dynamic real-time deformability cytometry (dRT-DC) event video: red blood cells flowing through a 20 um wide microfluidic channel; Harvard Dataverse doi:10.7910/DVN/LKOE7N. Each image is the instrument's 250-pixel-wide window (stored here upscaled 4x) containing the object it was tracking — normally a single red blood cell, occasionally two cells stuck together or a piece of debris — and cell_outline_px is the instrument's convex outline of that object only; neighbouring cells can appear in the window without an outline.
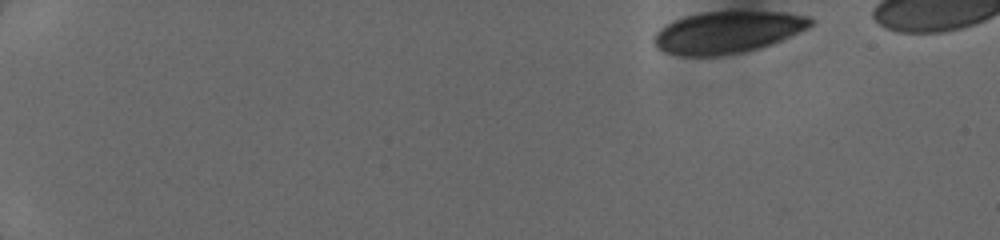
{"species": "human", "species_latin": "Homo sapiens", "temperature_condition": "cold", "stored_images_in_passage": 8, "camera_frame_rate_fps": 3000, "um_per_image_px": 0.085, "donor": {"sex": "female"}, "frame": {"image": 1, "passage_image": 1, "time_ms": 0.0, "image_size_px": [1000, 240], "cell_outline_px": [[816, 24], [808, 28], [772, 44], [760, 48], [740, 52], [716, 56], [680, 56], [664, 52], [656, 48], [652, 40], [656, 32], [664, 24], [684, 16], [700, 12], [784, 12], [812, 16], [816, 20]], "centroid_in_image_um": [61.84, 2.74], "position_along_channel_um": 23.2, "area_um2": 38.61}}
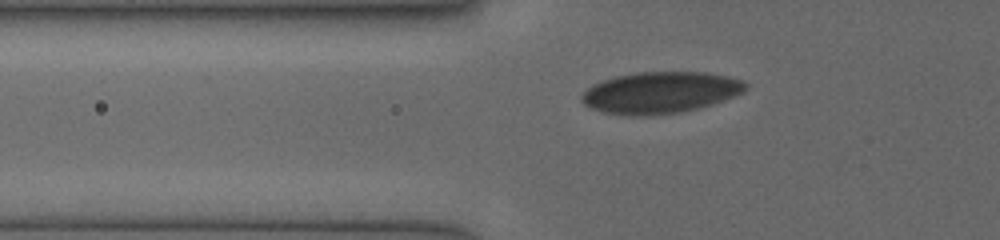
{"frame": {"image": 2, "passage_image": 7, "time_ms": 4.333, "image_size_px": [1000, 240], "cell_outline_px": [[748, 84], [740, 92], [724, 100], [712, 104], [680, 112], [604, 112], [592, 108], [584, 104], [580, 100], [580, 96], [592, 84], [600, 80], [616, 76], [636, 72], [704, 72], [728, 76], [740, 80]], "centroid_in_image_um": [56.11, 7.8], "position_along_channel_um": 69.7, "area_um2": 38.15}}